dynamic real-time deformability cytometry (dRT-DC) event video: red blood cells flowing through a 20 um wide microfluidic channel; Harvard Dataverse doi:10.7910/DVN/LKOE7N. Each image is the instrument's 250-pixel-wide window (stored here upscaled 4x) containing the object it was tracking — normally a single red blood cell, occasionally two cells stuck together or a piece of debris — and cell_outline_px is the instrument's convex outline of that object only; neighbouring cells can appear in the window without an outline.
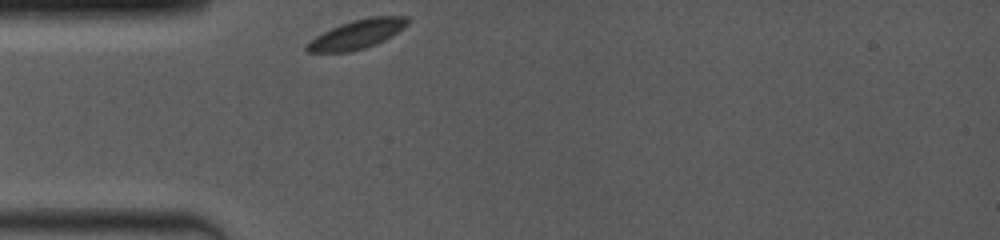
{"species": "common noctule bat (a hibernating species)", "species_latin": "Nyctalus noctula", "temperature_condition": "room temperature", "stored_images_in_passage": 36, "camera_frame_rate_fps": 4000, "um_per_image_px": 0.085, "animal": {"sex": "female", "body_mass_g": 19.0, "forearm_length_mm": 53.3}, "frame": {"image": 1, "passage_image": 1, "time_ms": 0.0, "image_size_px": [1000, 240], "cell_outline_px": [[408, 24], [384, 40], [376, 44], [364, 48], [348, 52], [308, 52], [304, 48], [304, 44], [316, 36], [340, 24], [352, 20], [372, 16], [408, 16]], "centroid_in_image_um": [30.31, 2.91], "position_along_channel_um": 54.7, "area_um2": 16.88}}
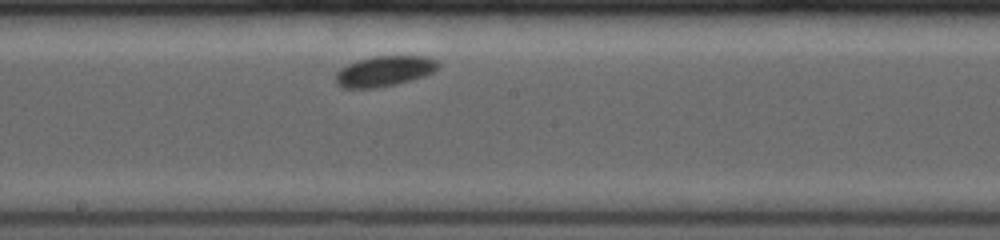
{"frame": {"image": 2, "passage_image": 20, "time_ms": 4.5, "image_size_px": [1000, 240], "cell_outline_px": [[440, 68], [424, 76], [412, 80], [396, 84], [376, 88], [344, 88], [336, 84], [336, 72], [340, 68], [348, 64], [360, 60], [376, 56], [428, 56], [440, 60]], "centroid_in_image_um": [32.73, 6.04], "position_along_channel_um": 215.5, "area_um2": 18.32}}
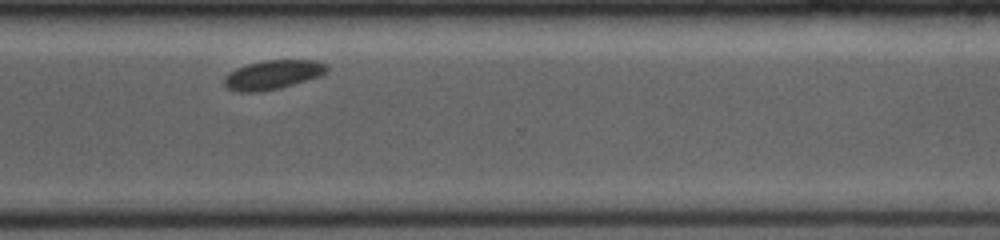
{"frame": {"image": 3, "passage_image": 35, "time_ms": 8.0, "image_size_px": [1000, 240], "cell_outline_px": [[328, 68], [320, 76], [280, 88], [260, 92], [240, 92], [228, 88], [224, 84], [224, 76], [236, 68], [248, 64], [264, 60], [316, 60], [328, 64]], "centroid_in_image_um": [23.19, 6.35], "position_along_channel_um": 347.4, "area_um2": 17.4}}